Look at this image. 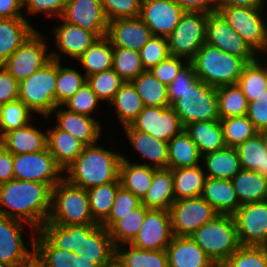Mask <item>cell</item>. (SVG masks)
I'll list each match as a JSON object with an SVG mask.
<instances>
[{"label":"cell","mask_w":267,"mask_h":267,"mask_svg":"<svg viewBox=\"0 0 267 267\" xmlns=\"http://www.w3.org/2000/svg\"><path fill=\"white\" fill-rule=\"evenodd\" d=\"M51 198L48 184L12 179L0 185V215L26 222L39 231L49 218Z\"/></svg>","instance_id":"cell-1"},{"label":"cell","mask_w":267,"mask_h":267,"mask_svg":"<svg viewBox=\"0 0 267 267\" xmlns=\"http://www.w3.org/2000/svg\"><path fill=\"white\" fill-rule=\"evenodd\" d=\"M122 153L101 144L85 146L82 153L64 170V179L88 190L119 179Z\"/></svg>","instance_id":"cell-2"},{"label":"cell","mask_w":267,"mask_h":267,"mask_svg":"<svg viewBox=\"0 0 267 267\" xmlns=\"http://www.w3.org/2000/svg\"><path fill=\"white\" fill-rule=\"evenodd\" d=\"M190 63L197 77L213 87L237 83L247 64L242 58L225 53L206 42Z\"/></svg>","instance_id":"cell-3"},{"label":"cell","mask_w":267,"mask_h":267,"mask_svg":"<svg viewBox=\"0 0 267 267\" xmlns=\"http://www.w3.org/2000/svg\"><path fill=\"white\" fill-rule=\"evenodd\" d=\"M191 237L217 266L241 246L231 214H218L204 223Z\"/></svg>","instance_id":"cell-4"},{"label":"cell","mask_w":267,"mask_h":267,"mask_svg":"<svg viewBox=\"0 0 267 267\" xmlns=\"http://www.w3.org/2000/svg\"><path fill=\"white\" fill-rule=\"evenodd\" d=\"M46 222L61 226L97 224L90 211L87 191L63 178L52 188L51 210Z\"/></svg>","instance_id":"cell-5"},{"label":"cell","mask_w":267,"mask_h":267,"mask_svg":"<svg viewBox=\"0 0 267 267\" xmlns=\"http://www.w3.org/2000/svg\"><path fill=\"white\" fill-rule=\"evenodd\" d=\"M57 61L50 60L27 79L19 82L18 98L43 119L52 118L56 105Z\"/></svg>","instance_id":"cell-6"},{"label":"cell","mask_w":267,"mask_h":267,"mask_svg":"<svg viewBox=\"0 0 267 267\" xmlns=\"http://www.w3.org/2000/svg\"><path fill=\"white\" fill-rule=\"evenodd\" d=\"M217 11L259 56L267 54L266 8L217 7Z\"/></svg>","instance_id":"cell-7"},{"label":"cell","mask_w":267,"mask_h":267,"mask_svg":"<svg viewBox=\"0 0 267 267\" xmlns=\"http://www.w3.org/2000/svg\"><path fill=\"white\" fill-rule=\"evenodd\" d=\"M183 127L192 122L220 120L216 87L198 79L172 105Z\"/></svg>","instance_id":"cell-8"},{"label":"cell","mask_w":267,"mask_h":267,"mask_svg":"<svg viewBox=\"0 0 267 267\" xmlns=\"http://www.w3.org/2000/svg\"><path fill=\"white\" fill-rule=\"evenodd\" d=\"M209 13L185 12L167 37L169 53L190 62L206 42Z\"/></svg>","instance_id":"cell-9"},{"label":"cell","mask_w":267,"mask_h":267,"mask_svg":"<svg viewBox=\"0 0 267 267\" xmlns=\"http://www.w3.org/2000/svg\"><path fill=\"white\" fill-rule=\"evenodd\" d=\"M24 224L31 228L29 240H23ZM23 226V227H22ZM36 230L26 222L0 215V264L20 267L34 256Z\"/></svg>","instance_id":"cell-10"},{"label":"cell","mask_w":267,"mask_h":267,"mask_svg":"<svg viewBox=\"0 0 267 267\" xmlns=\"http://www.w3.org/2000/svg\"><path fill=\"white\" fill-rule=\"evenodd\" d=\"M38 29L1 65L18 82L27 79L51 60L46 36Z\"/></svg>","instance_id":"cell-11"},{"label":"cell","mask_w":267,"mask_h":267,"mask_svg":"<svg viewBox=\"0 0 267 267\" xmlns=\"http://www.w3.org/2000/svg\"><path fill=\"white\" fill-rule=\"evenodd\" d=\"M174 236H191L219 213L202 197L175 200L169 207Z\"/></svg>","instance_id":"cell-12"},{"label":"cell","mask_w":267,"mask_h":267,"mask_svg":"<svg viewBox=\"0 0 267 267\" xmlns=\"http://www.w3.org/2000/svg\"><path fill=\"white\" fill-rule=\"evenodd\" d=\"M14 179L48 184L53 188L64 178L63 169L48 148L34 153L13 155Z\"/></svg>","instance_id":"cell-13"},{"label":"cell","mask_w":267,"mask_h":267,"mask_svg":"<svg viewBox=\"0 0 267 267\" xmlns=\"http://www.w3.org/2000/svg\"><path fill=\"white\" fill-rule=\"evenodd\" d=\"M206 43L223 52L242 58L246 63L255 61L259 55L230 27L219 11L209 13Z\"/></svg>","instance_id":"cell-14"},{"label":"cell","mask_w":267,"mask_h":267,"mask_svg":"<svg viewBox=\"0 0 267 267\" xmlns=\"http://www.w3.org/2000/svg\"><path fill=\"white\" fill-rule=\"evenodd\" d=\"M233 217L241 245L267 246V200L241 204Z\"/></svg>","instance_id":"cell-15"},{"label":"cell","mask_w":267,"mask_h":267,"mask_svg":"<svg viewBox=\"0 0 267 267\" xmlns=\"http://www.w3.org/2000/svg\"><path fill=\"white\" fill-rule=\"evenodd\" d=\"M130 126L152 137L168 142L183 129V125L172 106L146 107L140 111Z\"/></svg>","instance_id":"cell-16"},{"label":"cell","mask_w":267,"mask_h":267,"mask_svg":"<svg viewBox=\"0 0 267 267\" xmlns=\"http://www.w3.org/2000/svg\"><path fill=\"white\" fill-rule=\"evenodd\" d=\"M57 26H53L54 45L57 49L50 52L52 60L61 61L62 53L68 60L77 61L83 53L99 38L92 32L85 30L77 25L67 23L61 18Z\"/></svg>","instance_id":"cell-17"},{"label":"cell","mask_w":267,"mask_h":267,"mask_svg":"<svg viewBox=\"0 0 267 267\" xmlns=\"http://www.w3.org/2000/svg\"><path fill=\"white\" fill-rule=\"evenodd\" d=\"M173 237L169 210L150 209L129 244L144 250H166Z\"/></svg>","instance_id":"cell-18"},{"label":"cell","mask_w":267,"mask_h":267,"mask_svg":"<svg viewBox=\"0 0 267 267\" xmlns=\"http://www.w3.org/2000/svg\"><path fill=\"white\" fill-rule=\"evenodd\" d=\"M60 18L94 33L98 38L105 37L108 30L101 0H67Z\"/></svg>","instance_id":"cell-19"},{"label":"cell","mask_w":267,"mask_h":267,"mask_svg":"<svg viewBox=\"0 0 267 267\" xmlns=\"http://www.w3.org/2000/svg\"><path fill=\"white\" fill-rule=\"evenodd\" d=\"M185 11L174 0H142L140 18L153 36L168 37Z\"/></svg>","instance_id":"cell-20"},{"label":"cell","mask_w":267,"mask_h":267,"mask_svg":"<svg viewBox=\"0 0 267 267\" xmlns=\"http://www.w3.org/2000/svg\"><path fill=\"white\" fill-rule=\"evenodd\" d=\"M51 115L55 116L57 128L70 133L86 146L96 144L101 139L104 127L95 117L72 112L63 105H58Z\"/></svg>","instance_id":"cell-21"},{"label":"cell","mask_w":267,"mask_h":267,"mask_svg":"<svg viewBox=\"0 0 267 267\" xmlns=\"http://www.w3.org/2000/svg\"><path fill=\"white\" fill-rule=\"evenodd\" d=\"M78 255L92 260L99 267L115 257V246L109 231L100 224H81V244Z\"/></svg>","instance_id":"cell-22"},{"label":"cell","mask_w":267,"mask_h":267,"mask_svg":"<svg viewBox=\"0 0 267 267\" xmlns=\"http://www.w3.org/2000/svg\"><path fill=\"white\" fill-rule=\"evenodd\" d=\"M106 37L113 47L140 51L153 35L142 19L135 17L108 22Z\"/></svg>","instance_id":"cell-23"},{"label":"cell","mask_w":267,"mask_h":267,"mask_svg":"<svg viewBox=\"0 0 267 267\" xmlns=\"http://www.w3.org/2000/svg\"><path fill=\"white\" fill-rule=\"evenodd\" d=\"M127 140H129L132 149L139 153L143 163L155 169L167 168L168 163V142L152 137L149 133L133 129L130 125L122 127Z\"/></svg>","instance_id":"cell-24"},{"label":"cell","mask_w":267,"mask_h":267,"mask_svg":"<svg viewBox=\"0 0 267 267\" xmlns=\"http://www.w3.org/2000/svg\"><path fill=\"white\" fill-rule=\"evenodd\" d=\"M166 253L168 267H218L191 236H174Z\"/></svg>","instance_id":"cell-25"},{"label":"cell","mask_w":267,"mask_h":267,"mask_svg":"<svg viewBox=\"0 0 267 267\" xmlns=\"http://www.w3.org/2000/svg\"><path fill=\"white\" fill-rule=\"evenodd\" d=\"M39 127L31 121L25 127L6 133L0 143L13 155L43 151L47 149V130Z\"/></svg>","instance_id":"cell-26"},{"label":"cell","mask_w":267,"mask_h":267,"mask_svg":"<svg viewBox=\"0 0 267 267\" xmlns=\"http://www.w3.org/2000/svg\"><path fill=\"white\" fill-rule=\"evenodd\" d=\"M27 18H0V65H2L35 31Z\"/></svg>","instance_id":"cell-27"},{"label":"cell","mask_w":267,"mask_h":267,"mask_svg":"<svg viewBox=\"0 0 267 267\" xmlns=\"http://www.w3.org/2000/svg\"><path fill=\"white\" fill-rule=\"evenodd\" d=\"M47 129V148L55 162L63 169L67 168L82 153L85 144L70 133L53 125Z\"/></svg>","instance_id":"cell-28"},{"label":"cell","mask_w":267,"mask_h":267,"mask_svg":"<svg viewBox=\"0 0 267 267\" xmlns=\"http://www.w3.org/2000/svg\"><path fill=\"white\" fill-rule=\"evenodd\" d=\"M201 196L219 213L233 215L241 205L231 180L206 178Z\"/></svg>","instance_id":"cell-29"},{"label":"cell","mask_w":267,"mask_h":267,"mask_svg":"<svg viewBox=\"0 0 267 267\" xmlns=\"http://www.w3.org/2000/svg\"><path fill=\"white\" fill-rule=\"evenodd\" d=\"M130 161L122 155L119 168L120 184L124 189L129 190L142 200L152 184L154 168L137 164L138 161Z\"/></svg>","instance_id":"cell-30"},{"label":"cell","mask_w":267,"mask_h":267,"mask_svg":"<svg viewBox=\"0 0 267 267\" xmlns=\"http://www.w3.org/2000/svg\"><path fill=\"white\" fill-rule=\"evenodd\" d=\"M201 162L208 178L231 180L241 170L237 151L231 147L204 154Z\"/></svg>","instance_id":"cell-31"},{"label":"cell","mask_w":267,"mask_h":267,"mask_svg":"<svg viewBox=\"0 0 267 267\" xmlns=\"http://www.w3.org/2000/svg\"><path fill=\"white\" fill-rule=\"evenodd\" d=\"M175 201L173 175L171 169H155L152 184L141 204L148 209L169 210Z\"/></svg>","instance_id":"cell-32"},{"label":"cell","mask_w":267,"mask_h":267,"mask_svg":"<svg viewBox=\"0 0 267 267\" xmlns=\"http://www.w3.org/2000/svg\"><path fill=\"white\" fill-rule=\"evenodd\" d=\"M201 159L198 146L184 129L168 141L167 168L195 167L201 165Z\"/></svg>","instance_id":"cell-33"},{"label":"cell","mask_w":267,"mask_h":267,"mask_svg":"<svg viewBox=\"0 0 267 267\" xmlns=\"http://www.w3.org/2000/svg\"><path fill=\"white\" fill-rule=\"evenodd\" d=\"M231 182L240 204L266 201L267 176L256 171L241 169Z\"/></svg>","instance_id":"cell-34"},{"label":"cell","mask_w":267,"mask_h":267,"mask_svg":"<svg viewBox=\"0 0 267 267\" xmlns=\"http://www.w3.org/2000/svg\"><path fill=\"white\" fill-rule=\"evenodd\" d=\"M201 155L226 147L220 120L192 122L184 127Z\"/></svg>","instance_id":"cell-35"},{"label":"cell","mask_w":267,"mask_h":267,"mask_svg":"<svg viewBox=\"0 0 267 267\" xmlns=\"http://www.w3.org/2000/svg\"><path fill=\"white\" fill-rule=\"evenodd\" d=\"M237 84L242 89L248 103L255 100L260 102L267 90V61L259 56L255 61L247 63Z\"/></svg>","instance_id":"cell-36"},{"label":"cell","mask_w":267,"mask_h":267,"mask_svg":"<svg viewBox=\"0 0 267 267\" xmlns=\"http://www.w3.org/2000/svg\"><path fill=\"white\" fill-rule=\"evenodd\" d=\"M115 257L124 267H168L166 250H144L129 243L115 247Z\"/></svg>","instance_id":"cell-37"},{"label":"cell","mask_w":267,"mask_h":267,"mask_svg":"<svg viewBox=\"0 0 267 267\" xmlns=\"http://www.w3.org/2000/svg\"><path fill=\"white\" fill-rule=\"evenodd\" d=\"M106 106L113 108L122 127L130 125L144 108L142 99L131 82H125Z\"/></svg>","instance_id":"cell-38"},{"label":"cell","mask_w":267,"mask_h":267,"mask_svg":"<svg viewBox=\"0 0 267 267\" xmlns=\"http://www.w3.org/2000/svg\"><path fill=\"white\" fill-rule=\"evenodd\" d=\"M175 200L201 196L206 174L202 165L171 169Z\"/></svg>","instance_id":"cell-39"},{"label":"cell","mask_w":267,"mask_h":267,"mask_svg":"<svg viewBox=\"0 0 267 267\" xmlns=\"http://www.w3.org/2000/svg\"><path fill=\"white\" fill-rule=\"evenodd\" d=\"M34 256L44 267H77V254L57 248L40 230L34 239Z\"/></svg>","instance_id":"cell-40"},{"label":"cell","mask_w":267,"mask_h":267,"mask_svg":"<svg viewBox=\"0 0 267 267\" xmlns=\"http://www.w3.org/2000/svg\"><path fill=\"white\" fill-rule=\"evenodd\" d=\"M87 77L113 67V45L105 36L95 41L77 60Z\"/></svg>","instance_id":"cell-41"},{"label":"cell","mask_w":267,"mask_h":267,"mask_svg":"<svg viewBox=\"0 0 267 267\" xmlns=\"http://www.w3.org/2000/svg\"><path fill=\"white\" fill-rule=\"evenodd\" d=\"M146 107H168V87L149 70L143 71L130 81Z\"/></svg>","instance_id":"cell-42"},{"label":"cell","mask_w":267,"mask_h":267,"mask_svg":"<svg viewBox=\"0 0 267 267\" xmlns=\"http://www.w3.org/2000/svg\"><path fill=\"white\" fill-rule=\"evenodd\" d=\"M235 149L241 169L256 171L261 175L267 176V150L259 133L248 138Z\"/></svg>","instance_id":"cell-43"},{"label":"cell","mask_w":267,"mask_h":267,"mask_svg":"<svg viewBox=\"0 0 267 267\" xmlns=\"http://www.w3.org/2000/svg\"><path fill=\"white\" fill-rule=\"evenodd\" d=\"M216 93L220 119L247 115V98L237 83L216 87Z\"/></svg>","instance_id":"cell-44"},{"label":"cell","mask_w":267,"mask_h":267,"mask_svg":"<svg viewBox=\"0 0 267 267\" xmlns=\"http://www.w3.org/2000/svg\"><path fill=\"white\" fill-rule=\"evenodd\" d=\"M120 186V180L118 179L86 190L90 211L97 224H101L108 217Z\"/></svg>","instance_id":"cell-45"},{"label":"cell","mask_w":267,"mask_h":267,"mask_svg":"<svg viewBox=\"0 0 267 267\" xmlns=\"http://www.w3.org/2000/svg\"><path fill=\"white\" fill-rule=\"evenodd\" d=\"M145 205L141 204L133 211L128 212L118 220L108 231L115 247L121 244L130 243L137 235L146 213L149 211Z\"/></svg>","instance_id":"cell-46"},{"label":"cell","mask_w":267,"mask_h":267,"mask_svg":"<svg viewBox=\"0 0 267 267\" xmlns=\"http://www.w3.org/2000/svg\"><path fill=\"white\" fill-rule=\"evenodd\" d=\"M40 231L59 249L78 254L81 244V224L61 226L45 222Z\"/></svg>","instance_id":"cell-47"},{"label":"cell","mask_w":267,"mask_h":267,"mask_svg":"<svg viewBox=\"0 0 267 267\" xmlns=\"http://www.w3.org/2000/svg\"><path fill=\"white\" fill-rule=\"evenodd\" d=\"M33 114L19 98L0 105V139L6 133L29 124L34 118Z\"/></svg>","instance_id":"cell-48"},{"label":"cell","mask_w":267,"mask_h":267,"mask_svg":"<svg viewBox=\"0 0 267 267\" xmlns=\"http://www.w3.org/2000/svg\"><path fill=\"white\" fill-rule=\"evenodd\" d=\"M71 68L63 66L61 61H57V80H56V105L66 103L79 89L86 84V76Z\"/></svg>","instance_id":"cell-49"},{"label":"cell","mask_w":267,"mask_h":267,"mask_svg":"<svg viewBox=\"0 0 267 267\" xmlns=\"http://www.w3.org/2000/svg\"><path fill=\"white\" fill-rule=\"evenodd\" d=\"M220 124L226 147L236 148L258 133L247 115L220 119Z\"/></svg>","instance_id":"cell-50"},{"label":"cell","mask_w":267,"mask_h":267,"mask_svg":"<svg viewBox=\"0 0 267 267\" xmlns=\"http://www.w3.org/2000/svg\"><path fill=\"white\" fill-rule=\"evenodd\" d=\"M112 69L125 81L130 82L145 71L139 51L113 47Z\"/></svg>","instance_id":"cell-51"},{"label":"cell","mask_w":267,"mask_h":267,"mask_svg":"<svg viewBox=\"0 0 267 267\" xmlns=\"http://www.w3.org/2000/svg\"><path fill=\"white\" fill-rule=\"evenodd\" d=\"M86 83L97 95L98 99L109 104L125 81L111 68L86 77Z\"/></svg>","instance_id":"cell-52"},{"label":"cell","mask_w":267,"mask_h":267,"mask_svg":"<svg viewBox=\"0 0 267 267\" xmlns=\"http://www.w3.org/2000/svg\"><path fill=\"white\" fill-rule=\"evenodd\" d=\"M218 267H267V246L241 245Z\"/></svg>","instance_id":"cell-53"},{"label":"cell","mask_w":267,"mask_h":267,"mask_svg":"<svg viewBox=\"0 0 267 267\" xmlns=\"http://www.w3.org/2000/svg\"><path fill=\"white\" fill-rule=\"evenodd\" d=\"M140 205L141 200L138 197L120 186L116 192L114 203L108 217L100 225L109 230L124 215Z\"/></svg>","instance_id":"cell-54"},{"label":"cell","mask_w":267,"mask_h":267,"mask_svg":"<svg viewBox=\"0 0 267 267\" xmlns=\"http://www.w3.org/2000/svg\"><path fill=\"white\" fill-rule=\"evenodd\" d=\"M139 54L144 69L151 70L170 55L167 37L153 36Z\"/></svg>","instance_id":"cell-55"},{"label":"cell","mask_w":267,"mask_h":267,"mask_svg":"<svg viewBox=\"0 0 267 267\" xmlns=\"http://www.w3.org/2000/svg\"><path fill=\"white\" fill-rule=\"evenodd\" d=\"M100 102L97 95L86 83L63 106L72 112L93 117L91 114L95 113L98 105L101 106Z\"/></svg>","instance_id":"cell-56"},{"label":"cell","mask_w":267,"mask_h":267,"mask_svg":"<svg viewBox=\"0 0 267 267\" xmlns=\"http://www.w3.org/2000/svg\"><path fill=\"white\" fill-rule=\"evenodd\" d=\"M101 2L108 22L140 17L142 0H101Z\"/></svg>","instance_id":"cell-57"},{"label":"cell","mask_w":267,"mask_h":267,"mask_svg":"<svg viewBox=\"0 0 267 267\" xmlns=\"http://www.w3.org/2000/svg\"><path fill=\"white\" fill-rule=\"evenodd\" d=\"M67 0H22V8L30 15L44 14L48 19L60 18Z\"/></svg>","instance_id":"cell-58"},{"label":"cell","mask_w":267,"mask_h":267,"mask_svg":"<svg viewBox=\"0 0 267 267\" xmlns=\"http://www.w3.org/2000/svg\"><path fill=\"white\" fill-rule=\"evenodd\" d=\"M189 62L181 57L169 55L158 65L149 70L161 83L167 87Z\"/></svg>","instance_id":"cell-59"},{"label":"cell","mask_w":267,"mask_h":267,"mask_svg":"<svg viewBox=\"0 0 267 267\" xmlns=\"http://www.w3.org/2000/svg\"><path fill=\"white\" fill-rule=\"evenodd\" d=\"M198 79L193 65L189 62L168 86L169 105L172 106L179 99V95L191 88Z\"/></svg>","instance_id":"cell-60"},{"label":"cell","mask_w":267,"mask_h":267,"mask_svg":"<svg viewBox=\"0 0 267 267\" xmlns=\"http://www.w3.org/2000/svg\"><path fill=\"white\" fill-rule=\"evenodd\" d=\"M19 82L0 65V105L18 99Z\"/></svg>","instance_id":"cell-61"},{"label":"cell","mask_w":267,"mask_h":267,"mask_svg":"<svg viewBox=\"0 0 267 267\" xmlns=\"http://www.w3.org/2000/svg\"><path fill=\"white\" fill-rule=\"evenodd\" d=\"M247 117L258 131L267 129V103L257 100L249 102Z\"/></svg>","instance_id":"cell-62"},{"label":"cell","mask_w":267,"mask_h":267,"mask_svg":"<svg viewBox=\"0 0 267 267\" xmlns=\"http://www.w3.org/2000/svg\"><path fill=\"white\" fill-rule=\"evenodd\" d=\"M185 12L217 11L216 0H174Z\"/></svg>","instance_id":"cell-63"},{"label":"cell","mask_w":267,"mask_h":267,"mask_svg":"<svg viewBox=\"0 0 267 267\" xmlns=\"http://www.w3.org/2000/svg\"><path fill=\"white\" fill-rule=\"evenodd\" d=\"M14 179L13 154L0 143V185Z\"/></svg>","instance_id":"cell-64"},{"label":"cell","mask_w":267,"mask_h":267,"mask_svg":"<svg viewBox=\"0 0 267 267\" xmlns=\"http://www.w3.org/2000/svg\"><path fill=\"white\" fill-rule=\"evenodd\" d=\"M0 18H26L23 14L22 0H0Z\"/></svg>","instance_id":"cell-65"},{"label":"cell","mask_w":267,"mask_h":267,"mask_svg":"<svg viewBox=\"0 0 267 267\" xmlns=\"http://www.w3.org/2000/svg\"><path fill=\"white\" fill-rule=\"evenodd\" d=\"M217 7L267 8V0H216Z\"/></svg>","instance_id":"cell-66"},{"label":"cell","mask_w":267,"mask_h":267,"mask_svg":"<svg viewBox=\"0 0 267 267\" xmlns=\"http://www.w3.org/2000/svg\"><path fill=\"white\" fill-rule=\"evenodd\" d=\"M77 267H99L92 260L83 258L82 256L77 254Z\"/></svg>","instance_id":"cell-67"},{"label":"cell","mask_w":267,"mask_h":267,"mask_svg":"<svg viewBox=\"0 0 267 267\" xmlns=\"http://www.w3.org/2000/svg\"><path fill=\"white\" fill-rule=\"evenodd\" d=\"M20 267H44L38 259L33 256L27 263L21 265Z\"/></svg>","instance_id":"cell-68"},{"label":"cell","mask_w":267,"mask_h":267,"mask_svg":"<svg viewBox=\"0 0 267 267\" xmlns=\"http://www.w3.org/2000/svg\"><path fill=\"white\" fill-rule=\"evenodd\" d=\"M102 267H124V266L119 262V260L116 257H114L108 264H105Z\"/></svg>","instance_id":"cell-69"},{"label":"cell","mask_w":267,"mask_h":267,"mask_svg":"<svg viewBox=\"0 0 267 267\" xmlns=\"http://www.w3.org/2000/svg\"><path fill=\"white\" fill-rule=\"evenodd\" d=\"M258 133L261 135L264 147L267 150V129L260 130Z\"/></svg>","instance_id":"cell-70"},{"label":"cell","mask_w":267,"mask_h":267,"mask_svg":"<svg viewBox=\"0 0 267 267\" xmlns=\"http://www.w3.org/2000/svg\"><path fill=\"white\" fill-rule=\"evenodd\" d=\"M262 101L267 103V90L264 92V96L260 99V102Z\"/></svg>","instance_id":"cell-71"},{"label":"cell","mask_w":267,"mask_h":267,"mask_svg":"<svg viewBox=\"0 0 267 267\" xmlns=\"http://www.w3.org/2000/svg\"><path fill=\"white\" fill-rule=\"evenodd\" d=\"M267 54H265V55H262V57L263 58H265V60L267 61V56H266ZM265 56V57H264Z\"/></svg>","instance_id":"cell-72"},{"label":"cell","mask_w":267,"mask_h":267,"mask_svg":"<svg viewBox=\"0 0 267 267\" xmlns=\"http://www.w3.org/2000/svg\"><path fill=\"white\" fill-rule=\"evenodd\" d=\"M0 267H9V266H6V265H2V264H0Z\"/></svg>","instance_id":"cell-73"}]
</instances>
